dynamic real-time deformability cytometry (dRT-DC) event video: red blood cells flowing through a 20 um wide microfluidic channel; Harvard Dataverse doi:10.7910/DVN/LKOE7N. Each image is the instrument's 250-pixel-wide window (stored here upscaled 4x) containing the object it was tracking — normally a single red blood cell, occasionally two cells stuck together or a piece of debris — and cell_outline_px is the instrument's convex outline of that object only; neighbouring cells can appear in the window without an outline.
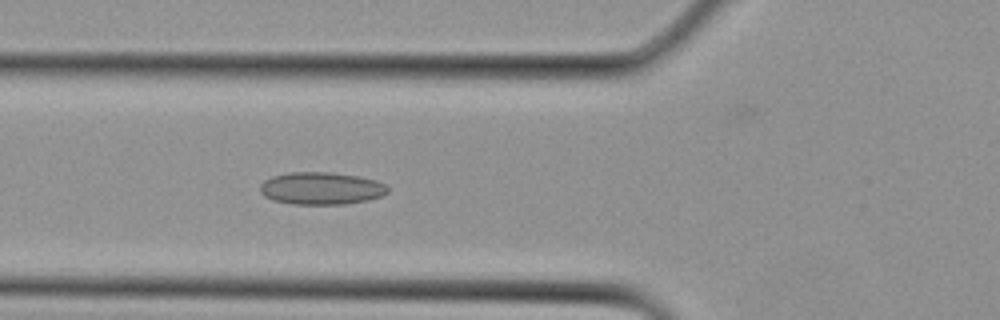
{"species": "Egyptian fruit bat (a non-hibernating species)", "species_latin": "Rousettus aegyptiacus", "temperature_condition": "cold", "stored_images_in_passage": 11, "camera_frame_rate_fps": 3000, "um_per_image_px": 0.085, "animal": {"sex": "female"}, "frame": {"image": 1, "passage_image": 10, "time_ms": 3.0, "image_size_px": [1000, 320], "cell_outline_px": [[388, 192], [380, 196], [368, 200], [344, 204], [292, 204], [272, 200], [264, 196], [260, 192], [260, 184], [264, 180], [272, 176], [288, 172], [332, 172], [356, 176], [376, 180], [384, 184], [388, 188]], "centroid_in_image_um": [27.27, 16.01], "position_along_channel_um": 98.5, "area_um2": 24.16}}